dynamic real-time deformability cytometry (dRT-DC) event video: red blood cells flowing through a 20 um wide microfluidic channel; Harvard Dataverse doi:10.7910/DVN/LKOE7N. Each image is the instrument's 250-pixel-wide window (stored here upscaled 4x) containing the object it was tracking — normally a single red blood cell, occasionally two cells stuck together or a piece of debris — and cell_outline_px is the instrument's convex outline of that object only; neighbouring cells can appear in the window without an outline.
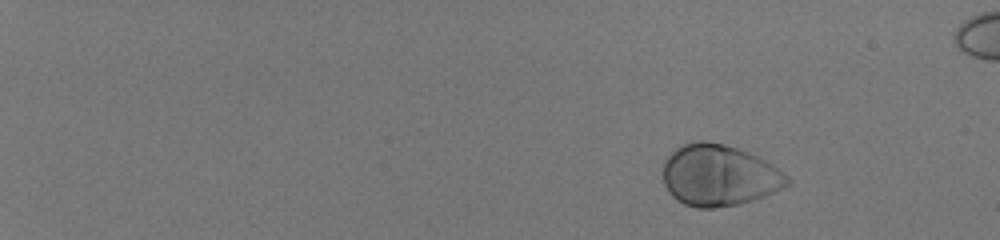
{"species": "human", "species_latin": "Homo sapiens", "temperature_condition": "room temperature", "stored_images_in_passage": 57, "camera_frame_rate_fps": 3000, "um_per_image_px": 0.085, "donor": {"sex": "male"}, "frame": {"image": 1, "passage_image": 9, "time_ms": 2.667, "image_size_px": [1000, 240], "cell_outline_px": [[792, 180], [788, 184], [764, 196], [752, 200], [736, 204], [716, 208], [696, 208], [684, 204], [676, 200], [668, 192], [664, 184], [664, 160], [676, 148], [692, 140], [708, 140], [724, 144], [748, 152], [772, 164], [784, 172]], "centroid_in_image_um": [61.1, 14.9], "position_along_channel_um": 23.9, "area_um2": 44.45}}
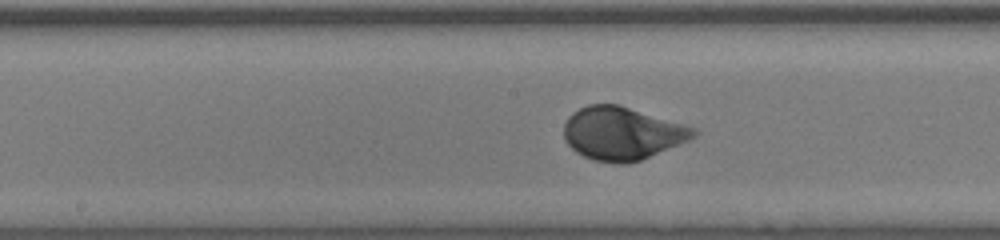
{"frame": {"image": 2, "passage_image": 36, "time_ms": 11.667, "image_size_px": [1000, 240], "cell_outline_px": [[700, 132], [696, 136], [688, 140], [640, 160], [628, 164], [616, 164], [592, 160], [576, 152], [564, 140], [564, 124], [568, 116], [572, 112], [588, 104], [620, 104], [684, 124], [696, 128]], "centroid_in_image_um": [52.86, 11.33], "position_along_channel_um": 195.3, "area_um2": 40.23}}
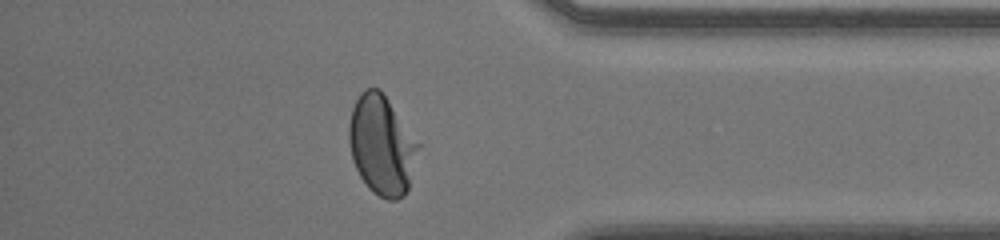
{"frame": {"image": 3, "passage_image": 52, "time_ms": 17.0, "image_size_px": [1000, 240], "cell_outline_px": [[420, 144], [408, 188], [404, 196], [396, 200], [388, 200], [372, 192], [368, 188], [360, 176], [352, 160], [348, 140], [348, 128], [352, 108], [360, 92], [368, 88], [380, 88]], "centroid_in_image_um": [32.43, 12.34], "position_along_channel_um": 402.8, "area_um2": 40.11}, "authors_computed_cell_mechanics": {"area_um2": 40.749, "velocity_mm_per_s": 4.0344, "shape_relaxation_time_tau1_ms": 2.35, "shape_relaxation_time_tau2_ms": null, "deformation_change_tau1": 0.1514, "deformation_change_tau2": null}}